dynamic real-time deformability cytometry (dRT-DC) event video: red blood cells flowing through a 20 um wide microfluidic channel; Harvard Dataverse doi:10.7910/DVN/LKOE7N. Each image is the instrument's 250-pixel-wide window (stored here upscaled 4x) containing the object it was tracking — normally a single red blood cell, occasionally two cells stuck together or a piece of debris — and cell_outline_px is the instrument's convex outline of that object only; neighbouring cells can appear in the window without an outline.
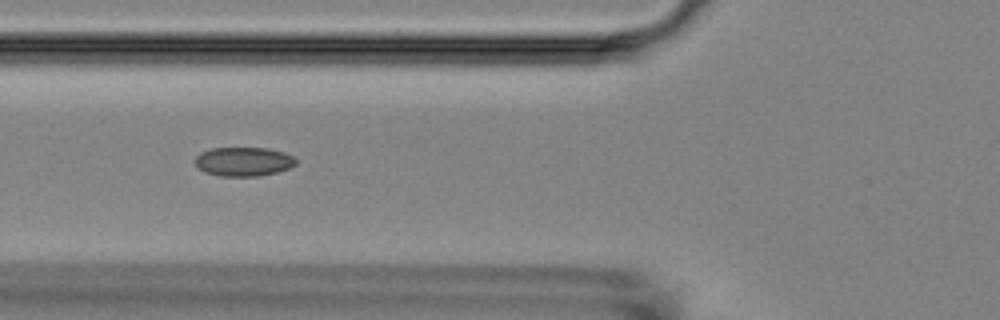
{"species": "Egyptian fruit bat (a non-hibernating species)", "species_latin": "Rousettus aegyptiacus", "temperature_condition": "room temperature", "stored_images_in_passage": 8, "camera_frame_rate_fps": 3000, "um_per_image_px": 0.085, "animal": {"sex": "female"}, "frame": {"image": 1, "passage_image": 5, "time_ms": 4.667, "image_size_px": [1000, 320], "cell_outline_px": [[296, 164], [288, 168], [276, 172], [256, 176], [220, 176], [204, 172], [196, 168], [196, 156], [200, 152], [212, 148], [268, 148], [284, 152], [292, 156], [296, 160]], "centroid_in_image_um": [20.67, 13.73], "position_along_channel_um": 105.1, "area_um2": 17.05}}
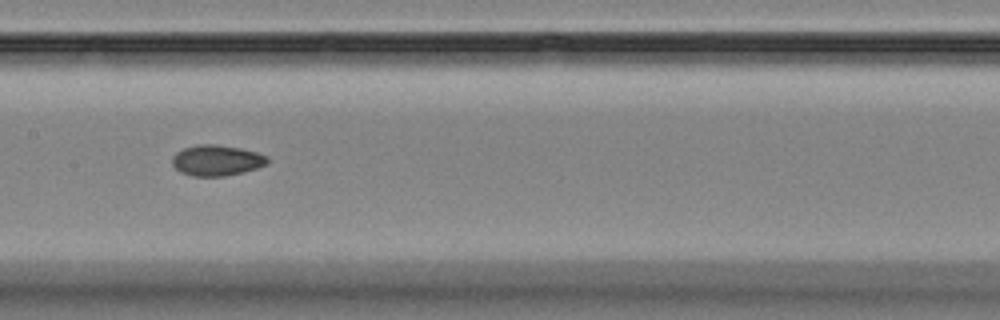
{"frame": {"image": 2, "passage_image": 7, "time_ms": 7.0, "image_size_px": [1000, 320], "cell_outline_px": [[268, 164], [244, 172], [224, 176], [192, 176], [180, 172], [172, 164], [172, 156], [176, 152], [184, 148], [196, 144], [216, 144], [240, 148], [256, 152], [268, 156]], "centroid_in_image_um": [18.41, 13.63], "position_along_channel_um": 189.0, "area_um2": 17.17}}
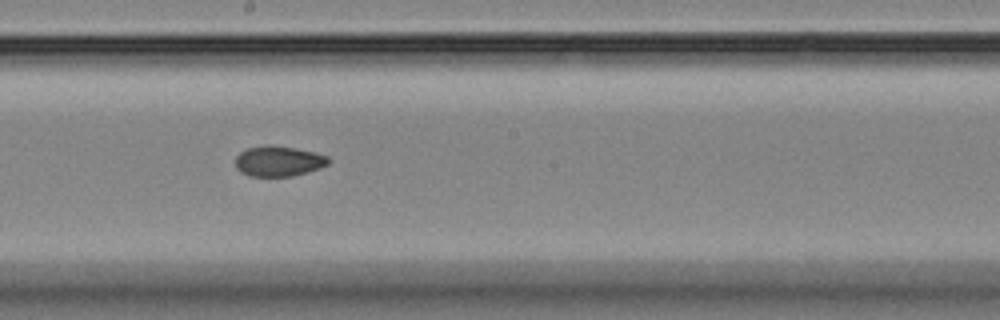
{"frame": {"image": 3, "passage_image": 8, "time_ms": 8.0, "image_size_px": [1000, 320], "cell_outline_px": [[328, 164], [320, 168], [292, 176], [248, 176], [240, 172], [236, 168], [236, 156], [240, 152], [248, 148], [268, 144], [272, 144], [296, 148], [328, 156]], "centroid_in_image_um": [23.64, 13.69], "position_along_channel_um": 224.6, "area_um2": 16.47}}